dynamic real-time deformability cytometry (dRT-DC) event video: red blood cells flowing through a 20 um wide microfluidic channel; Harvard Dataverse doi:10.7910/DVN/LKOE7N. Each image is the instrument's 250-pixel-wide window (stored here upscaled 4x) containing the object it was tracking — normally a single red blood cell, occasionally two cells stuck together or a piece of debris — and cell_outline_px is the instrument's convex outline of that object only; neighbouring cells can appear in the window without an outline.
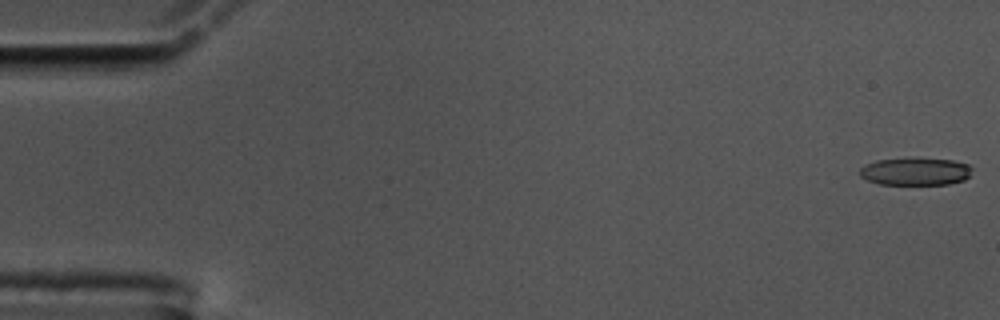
{"species": "common noctule bat (a hibernating species)", "species_latin": "Nyctalus noctula", "temperature_condition": "cold", "stored_images_in_passage": 53, "camera_frame_rate_fps": 3000, "um_per_image_px": 0.085, "animal": {"sex": "male", "body_mass_g": 17.5, "forearm_length_mm": 52.3}, "frame": {"image": 1, "passage_image": 1, "time_ms": 0.0, "image_size_px": [1000, 320], "cell_outline_px": [[972, 168], [968, 176], [964, 180], [948, 184], [880, 184], [868, 180], [860, 176], [860, 168], [876, 160], [952, 160], [968, 164]], "centroid_in_image_um": [77.82, 14.61], "position_along_channel_um": 7.2, "area_um2": 17.28}}
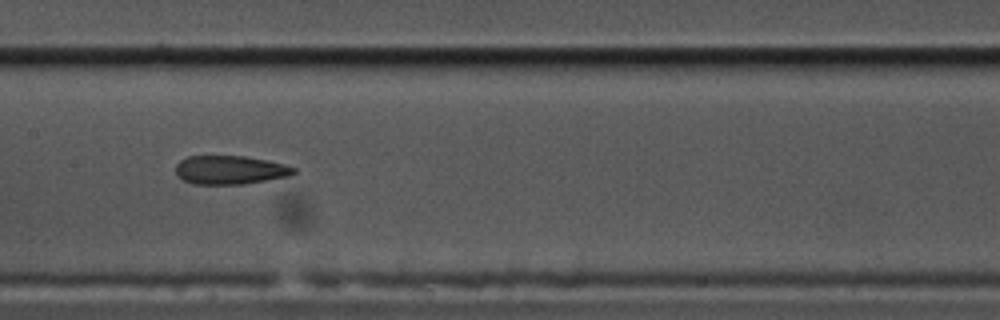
{"frame": {"image": 2, "passage_image": 28, "time_ms": 9.0, "image_size_px": [1000, 320], "cell_outline_px": [[296, 172], [288, 176], [244, 184], [192, 184], [176, 176], [176, 164], [180, 160], [188, 156], [244, 156], [268, 160], [284, 164], [296, 168]], "centroid_in_image_um": [19.53, 14.44], "position_along_channel_um": 187.9, "area_um2": 19.77}}
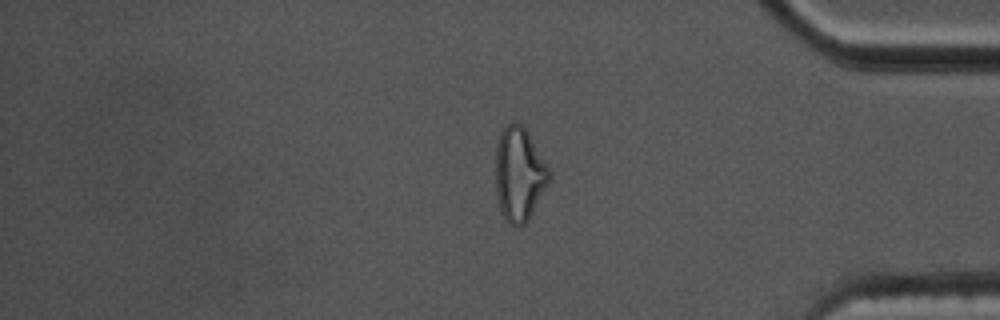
{"frame": {"image": 3, "passage_image": 47, "time_ms": 15.333, "image_size_px": [1000, 320], "cell_outline_px": [[552, 180], [528, 220], [524, 224], [516, 228], [508, 224], [500, 212], [496, 196], [496, 148], [500, 132], [508, 124], [520, 124], [528, 132], [552, 172]], "centroid_in_image_um": [44.16, 14.87], "position_along_channel_um": 391.0, "area_um2": 29.77}}